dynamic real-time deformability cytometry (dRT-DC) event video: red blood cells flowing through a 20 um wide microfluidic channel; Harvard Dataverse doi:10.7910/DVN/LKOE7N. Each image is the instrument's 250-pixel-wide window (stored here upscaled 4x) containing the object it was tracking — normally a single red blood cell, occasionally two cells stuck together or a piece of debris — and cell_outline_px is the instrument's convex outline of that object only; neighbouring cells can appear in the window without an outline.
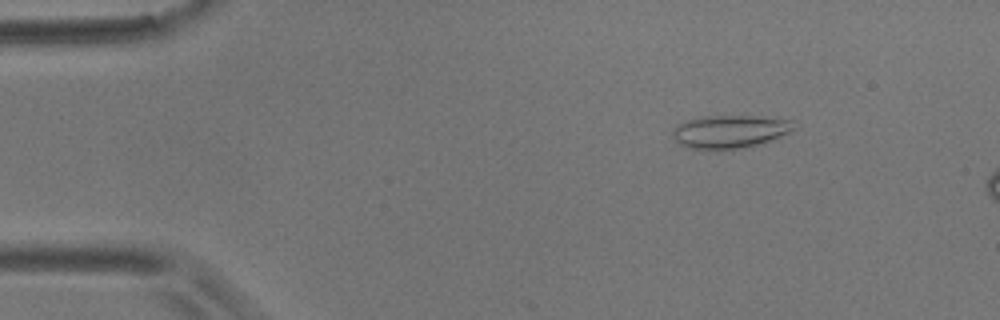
{"species": "common noctule bat (a hibernating species)", "species_latin": "Nyctalus noctula", "temperature_condition": "room temperature", "stored_images_in_passage": 7, "camera_frame_rate_fps": 3000, "um_per_image_px": 0.085, "animal": {"sex": "male", "body_mass_g": 17.9}, "frame": {"image": 1, "passage_image": 2, "time_ms": 0.333, "image_size_px": [1000, 320], "cell_outline_px": [[796, 128], [764, 144], [744, 148], [688, 148], [680, 144], [672, 136], [672, 128], [676, 124], [684, 120], [700, 116], [752, 116], [792, 120]], "centroid_in_image_um": [62.01, 11.17], "position_along_channel_um": 23.0, "area_um2": 23.35}}